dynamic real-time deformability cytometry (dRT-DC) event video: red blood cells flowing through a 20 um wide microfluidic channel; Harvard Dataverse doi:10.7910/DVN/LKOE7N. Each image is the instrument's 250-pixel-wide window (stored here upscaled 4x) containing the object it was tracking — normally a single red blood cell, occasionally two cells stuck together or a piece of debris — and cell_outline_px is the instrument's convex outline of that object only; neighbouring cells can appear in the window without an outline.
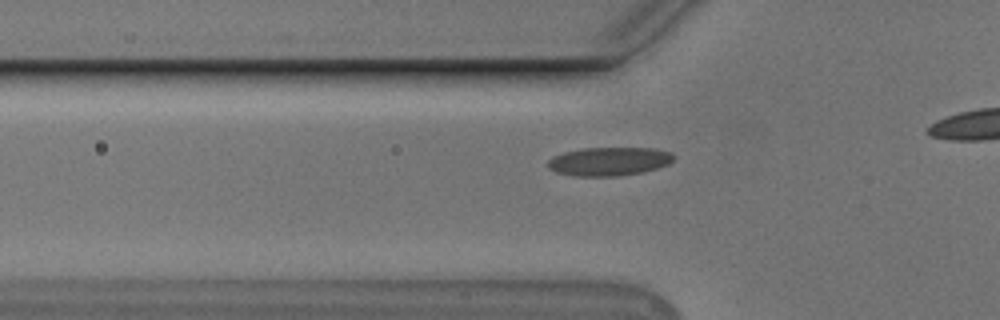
{"species": "Egyptian fruit bat (a non-hibernating species)", "species_latin": "Rousettus aegyptiacus", "temperature_condition": "cold", "stored_images_in_passage": 20, "camera_frame_rate_fps": 3000, "um_per_image_px": 0.085, "animal": {"sex": "male"}, "frame": {"image": 1, "passage_image": 4, "time_ms": 1.0, "image_size_px": [1000, 320], "cell_outline_px": [[676, 156], [668, 164], [656, 168], [640, 172], [620, 176], [572, 176], [556, 172], [548, 168], [548, 160], [552, 156], [564, 152], [580, 148], [656, 148], [672, 152]], "centroid_in_image_um": [51.76, 13.71], "position_along_channel_um": 74.0, "area_um2": 21.1}}
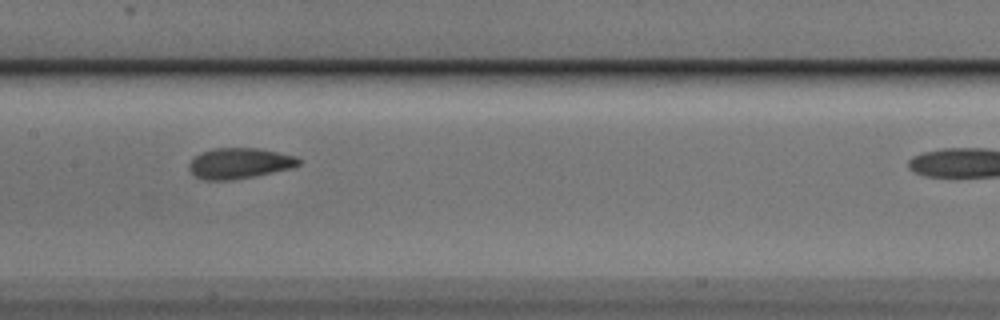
{"frame": {"image": 2, "passage_image": 13, "time_ms": 4.0, "image_size_px": [1000, 320], "cell_outline_px": [[300, 164], [292, 168], [232, 180], [200, 180], [188, 168], [188, 164], [196, 156], [212, 148], [256, 148], [296, 156], [300, 160]], "centroid_in_image_um": [20.34, 13.88], "position_along_channel_um": 187.1, "area_um2": 19.36}}
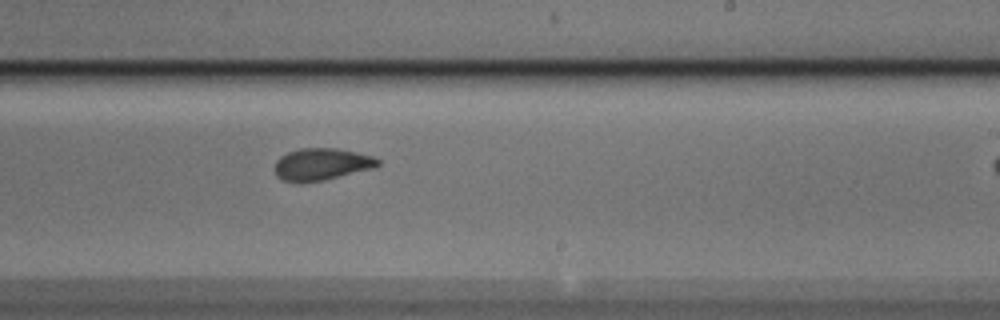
{"frame": {"image": 3, "passage_image": 19, "time_ms": 6.0, "image_size_px": [1000, 320], "cell_outline_px": [[380, 164], [372, 168], [324, 180], [284, 180], [276, 176], [276, 160], [280, 156], [288, 152], [300, 148], [336, 148], [356, 152], [372, 156], [380, 160]], "centroid_in_image_um": [27.36, 13.92], "position_along_channel_um": 261.6, "area_um2": 18.67}}